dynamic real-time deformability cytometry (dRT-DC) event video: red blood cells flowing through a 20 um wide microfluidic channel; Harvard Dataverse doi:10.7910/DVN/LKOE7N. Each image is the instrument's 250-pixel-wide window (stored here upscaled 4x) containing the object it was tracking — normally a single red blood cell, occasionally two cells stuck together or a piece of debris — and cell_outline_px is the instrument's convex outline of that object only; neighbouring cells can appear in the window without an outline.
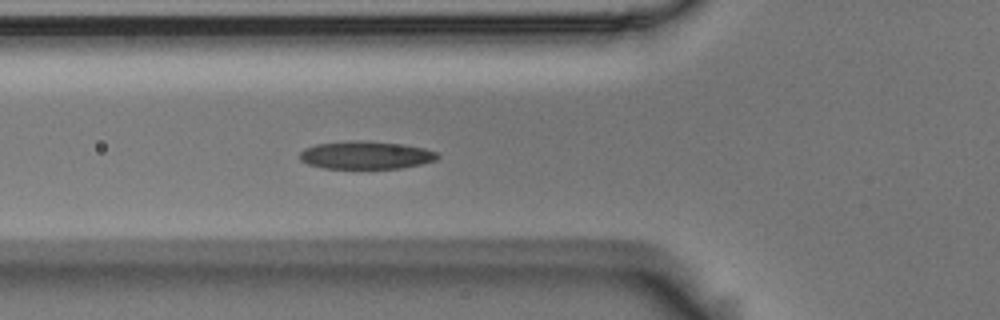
{"species": "Egyptian fruit bat (a non-hibernating species)", "species_latin": "Rousettus aegyptiacus", "temperature_condition": "room temperature", "stored_images_in_passage": 2, "camera_frame_rate_fps": 3000, "um_per_image_px": 0.085, "animal": {"sex": "male"}, "frame": {"image": 1, "passage_image": 2, "time_ms": 0.333, "image_size_px": [1000, 320], "cell_outline_px": [[440, 156], [436, 160], [420, 164], [400, 168], [324, 168], [308, 164], [300, 160], [300, 152], [304, 148], [316, 144], [348, 140], [364, 140], [404, 144], [424, 148], [440, 152]], "centroid_in_image_um": [31.12, 13.17], "position_along_channel_um": 94.7, "area_um2": 22.6}}